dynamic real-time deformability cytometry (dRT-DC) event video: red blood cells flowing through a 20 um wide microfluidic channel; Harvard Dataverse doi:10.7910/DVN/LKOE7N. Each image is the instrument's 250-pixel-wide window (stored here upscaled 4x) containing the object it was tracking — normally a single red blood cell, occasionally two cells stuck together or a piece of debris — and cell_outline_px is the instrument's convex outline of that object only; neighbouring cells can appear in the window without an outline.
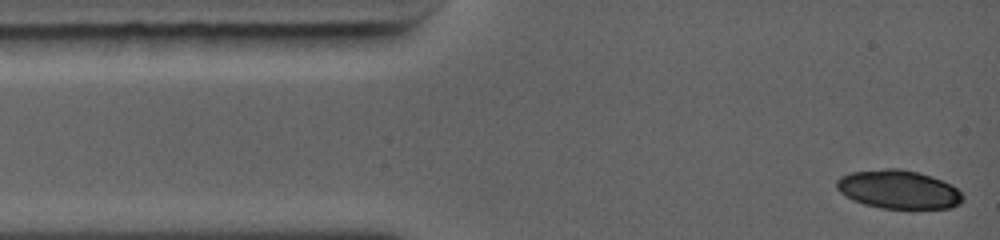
{"species": "common noctule bat (a hibernating species)", "species_latin": "Nyctalus noctula", "temperature_condition": "warm", "stored_images_in_passage": 5, "camera_frame_rate_fps": 5000, "um_per_image_px": 0.085, "animal": {"sex": "female", "body_mass_g": 19.0, "forearm_length_mm": 56.7}, "frame": {"image": 1, "passage_image": 1, "time_ms": 0.0, "image_size_px": [1000, 240], "cell_outline_px": [[964, 200], [960, 204], [952, 208], [880, 208], [864, 204], [852, 200], [840, 192], [836, 188], [836, 180], [840, 176], [852, 172], [884, 168], [900, 168], [932, 176], [952, 184], [964, 196]], "centroid_in_image_um": [76.38, 16.1], "position_along_channel_um": 8.6, "area_um2": 28.55}}